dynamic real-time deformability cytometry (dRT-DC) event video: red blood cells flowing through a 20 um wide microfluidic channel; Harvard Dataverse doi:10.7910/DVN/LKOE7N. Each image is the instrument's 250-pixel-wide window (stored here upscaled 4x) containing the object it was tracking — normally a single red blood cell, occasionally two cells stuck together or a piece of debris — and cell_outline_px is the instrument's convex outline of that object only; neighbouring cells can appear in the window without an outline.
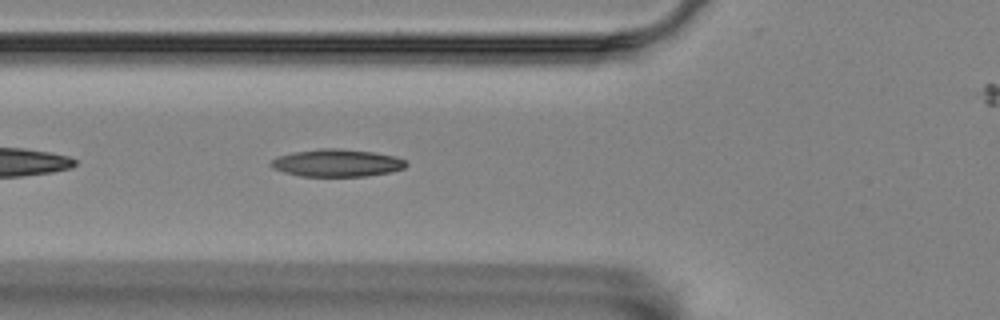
{"species": "Egyptian fruit bat (a non-hibernating species)", "species_latin": "Rousettus aegyptiacus", "temperature_condition": "room temperature", "stored_images_in_passage": 39, "camera_frame_rate_fps": 3000, "um_per_image_px": 0.085, "animal": {"sex": "female"}, "frame": {"image": 1, "passage_image": 6, "time_ms": 1.667, "image_size_px": [1000, 320], "cell_outline_px": [[408, 164], [404, 168], [392, 172], [368, 176], [300, 176], [284, 172], [272, 168], [268, 164], [272, 160], [280, 156], [292, 152], [320, 148], [336, 148], [372, 152], [396, 156], [404, 160]], "centroid_in_image_um": [28.64, 13.85], "position_along_channel_um": 97.2, "area_um2": 21.68}}
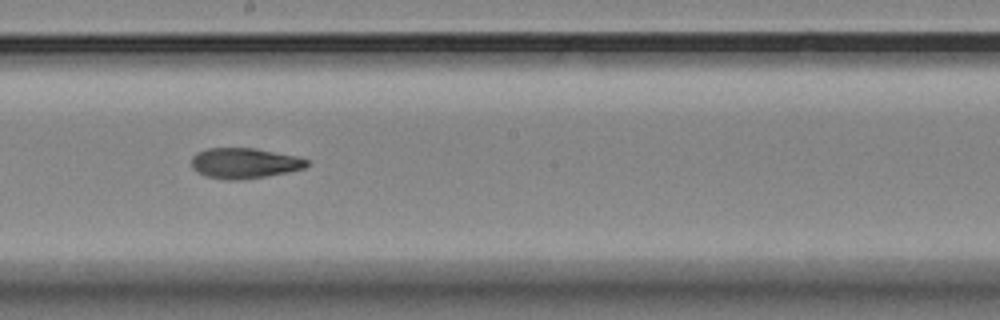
{"frame": {"image": 2, "passage_image": 17, "time_ms": 5.333, "image_size_px": [1000, 320], "cell_outline_px": [[308, 164], [304, 168], [288, 172], [240, 180], [224, 180], [208, 176], [196, 172], [192, 168], [192, 156], [196, 152], [208, 148], [256, 148], [296, 156], [308, 160]], "centroid_in_image_um": [20.74, 13.86], "position_along_channel_um": 227.5, "area_um2": 20.46}}
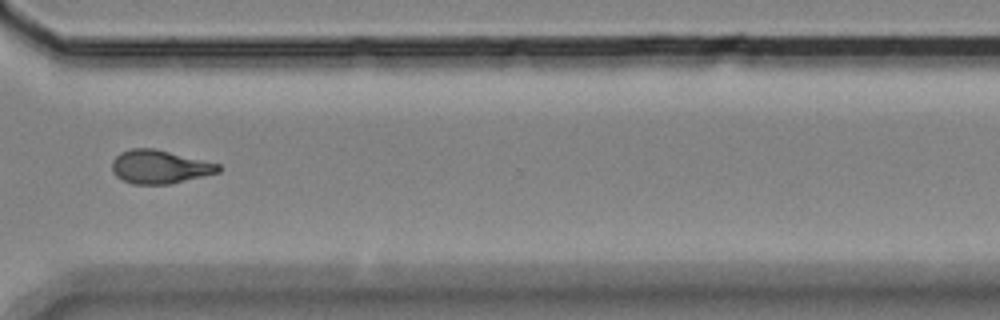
{"frame": {"image": 3, "passage_image": 28, "time_ms": 9.0, "image_size_px": [1000, 320], "cell_outline_px": [[220, 172], [204, 176], [168, 184], [132, 184], [116, 176], [112, 172], [112, 160], [120, 152], [132, 148], [156, 148], [220, 164]], "centroid_in_image_um": [13.56, 14.17], "position_along_channel_um": 357.0, "area_um2": 20.81}}